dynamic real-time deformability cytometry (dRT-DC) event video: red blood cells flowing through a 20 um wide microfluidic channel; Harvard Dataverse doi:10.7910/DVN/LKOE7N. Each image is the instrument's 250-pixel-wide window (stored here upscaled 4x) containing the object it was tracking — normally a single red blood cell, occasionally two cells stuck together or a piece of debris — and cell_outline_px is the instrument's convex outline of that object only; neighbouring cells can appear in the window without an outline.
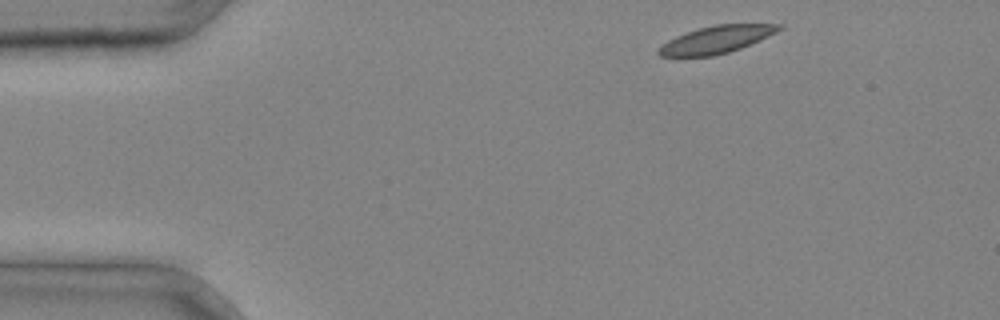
{"species": "common noctule bat (a hibernating species)", "species_latin": "Nyctalus noctula", "temperature_condition": "cold", "stored_images_in_passage": 3, "camera_frame_rate_fps": 3000, "um_per_image_px": 0.085, "animal": {"sex": "male", "body_mass_g": 20.4}, "frame": {"image": 1, "passage_image": 1, "time_ms": 0.0, "image_size_px": [1000, 320], "cell_outline_px": [[784, 28], [760, 40], [740, 48], [728, 52], [712, 56], [660, 56], [656, 52], [668, 40], [676, 36], [700, 28], [716, 24], [784, 24]], "centroid_in_image_um": [60.93, 3.35], "position_along_channel_um": 24.1, "area_um2": 18.9}}
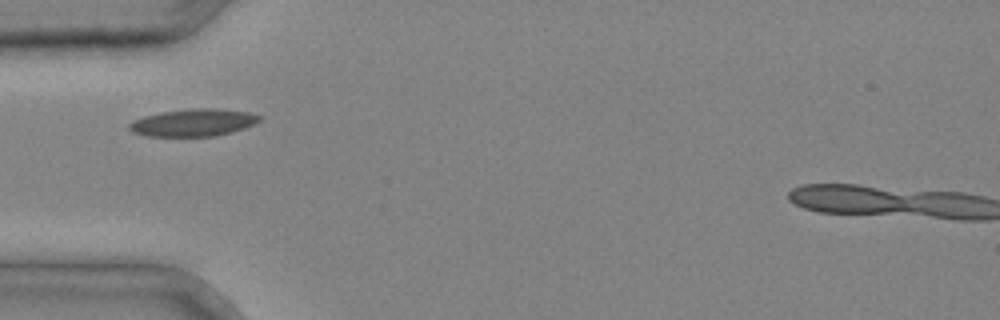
{"frame": {"image": 2, "passage_image": 3, "time_ms": 0.667, "image_size_px": [1000, 320], "cell_outline_px": [[264, 116], [260, 120], [244, 128], [232, 132], [216, 136], [148, 136], [132, 132], [128, 128], [128, 124], [132, 120], [144, 116], [164, 112], [192, 108], [216, 108], [248, 112]], "centroid_in_image_um": [16.43, 10.42], "position_along_channel_um": 68.6, "area_um2": 20.75}}